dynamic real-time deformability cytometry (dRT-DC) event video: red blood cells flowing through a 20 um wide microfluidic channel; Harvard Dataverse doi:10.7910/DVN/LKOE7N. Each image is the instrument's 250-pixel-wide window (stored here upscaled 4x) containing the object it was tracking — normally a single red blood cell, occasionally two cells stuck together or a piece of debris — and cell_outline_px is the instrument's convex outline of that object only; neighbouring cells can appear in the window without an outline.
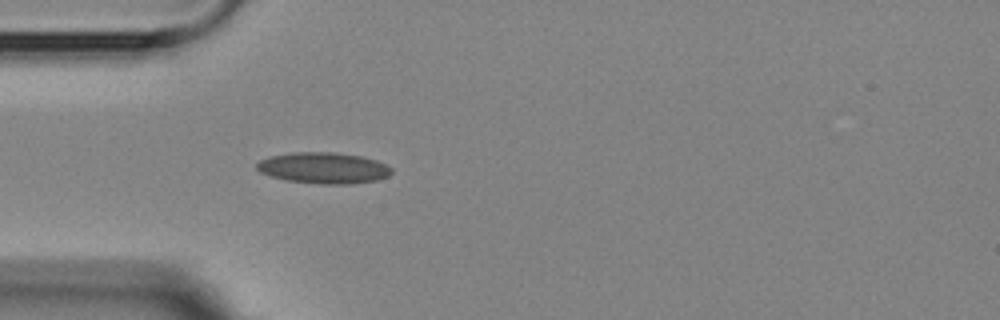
{"species": "Egyptian fruit bat (a non-hibernating species)", "species_latin": "Rousettus aegyptiacus", "temperature_condition": "room temperature", "stored_images_in_passage": 1, "camera_frame_rate_fps": 3000, "um_per_image_px": 0.085, "animal": {"sex": "female"}, "frame": {"image": 1, "passage_image": 1, "time_ms": 0.0, "image_size_px": [1000, 320], "cell_outline_px": [[392, 172], [388, 176], [376, 180], [348, 184], [320, 184], [288, 180], [272, 176], [260, 172], [256, 168], [256, 164], [260, 160], [268, 156], [292, 152], [332, 152], [360, 156], [376, 160], [392, 168]], "centroid_in_image_um": [27.48, 14.27], "position_along_channel_um": 57.5, "area_um2": 24.33}}